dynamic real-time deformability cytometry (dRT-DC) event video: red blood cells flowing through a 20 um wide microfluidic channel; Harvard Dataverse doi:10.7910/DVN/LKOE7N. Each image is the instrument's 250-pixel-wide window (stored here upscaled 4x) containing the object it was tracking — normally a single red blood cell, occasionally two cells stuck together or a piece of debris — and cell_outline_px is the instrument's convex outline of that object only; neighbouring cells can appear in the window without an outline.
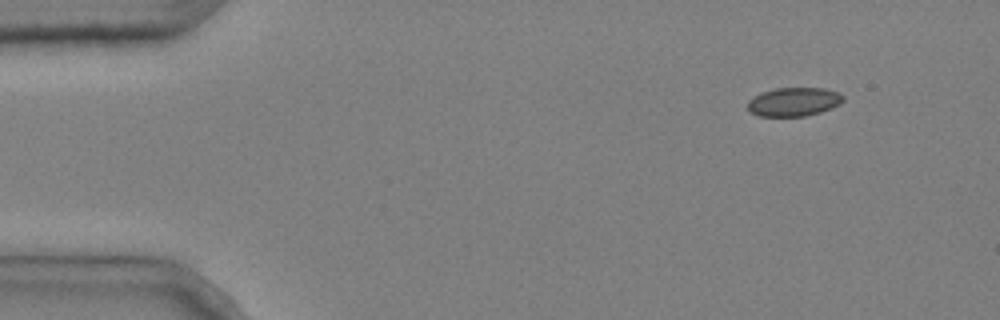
{"species": "common noctule bat (a hibernating species)", "species_latin": "Nyctalus noctula", "temperature_condition": "cold", "stored_images_in_passage": 5, "camera_frame_rate_fps": 3000, "um_per_image_px": 0.085, "animal": {"sex": "male", "body_mass_g": 20.4}, "frame": {"image": 1, "passage_image": 1, "time_ms": 0.0, "image_size_px": [1000, 320], "cell_outline_px": [[844, 100], [840, 104], [832, 108], [820, 112], [804, 116], [760, 116], [752, 112], [748, 108], [748, 100], [760, 92], [776, 88], [824, 88], [840, 92], [844, 96]], "centroid_in_image_um": [67.5, 8.64], "position_along_channel_um": 17.5, "area_um2": 16.07}}
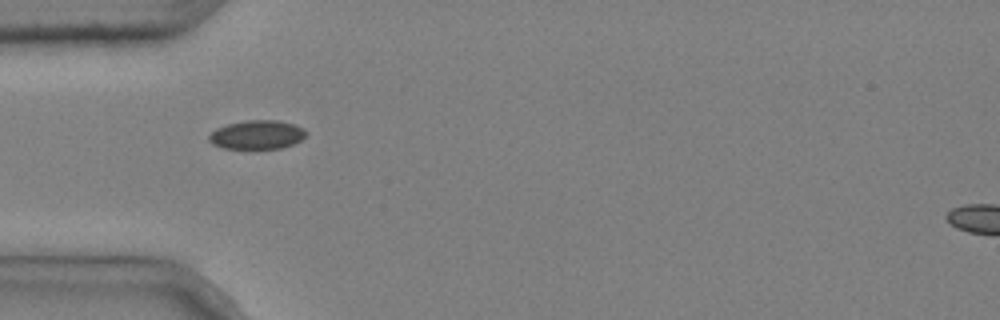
{"frame": {"image": 2, "passage_image": 4, "time_ms": 1.0, "image_size_px": [1000, 320], "cell_outline_px": [[308, 132], [300, 140], [292, 144], [280, 148], [224, 148], [212, 144], [208, 140], [208, 136], [216, 128], [228, 124], [248, 120], [276, 120], [292, 124], [304, 128]], "centroid_in_image_um": [21.83, 11.45], "position_along_channel_um": 63.2, "area_um2": 16.13}}